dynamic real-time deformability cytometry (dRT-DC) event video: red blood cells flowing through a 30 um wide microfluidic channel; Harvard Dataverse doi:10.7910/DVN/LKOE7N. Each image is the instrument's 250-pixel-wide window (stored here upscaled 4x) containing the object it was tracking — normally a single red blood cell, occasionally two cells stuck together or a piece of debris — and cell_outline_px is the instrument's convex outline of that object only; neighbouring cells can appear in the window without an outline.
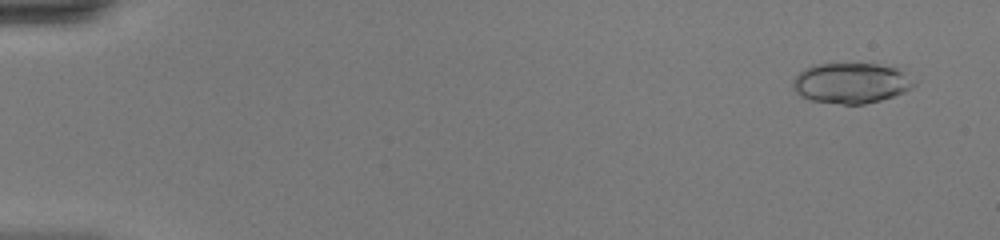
{"species": "common noctule bat (a hibernating species)", "species_latin": "Nyctalus noctula", "temperature_condition": "warm", "stored_images_in_passage": 30, "segment_of_instrument_passage": [1, 2], "camera_frame_rate_fps": 3000, "um_per_image_px": 0.085, "animal": {"sex": "female", "body_mass_g": 20.0, "forearm_length_mm": 54.0}, "frame": {"image": 1, "passage_image": 3, "time_ms": 0.667, "image_size_px": [1000, 240], "cell_outline_px": [[916, 84], [912, 88], [904, 92], [880, 100], [864, 104], [844, 104], [812, 100], [800, 96], [792, 88], [792, 80], [804, 68], [812, 64], [876, 64], [900, 68]], "centroid_in_image_um": [72.32, 7.05], "position_along_channel_um": 12.7, "area_um2": 28.5}}